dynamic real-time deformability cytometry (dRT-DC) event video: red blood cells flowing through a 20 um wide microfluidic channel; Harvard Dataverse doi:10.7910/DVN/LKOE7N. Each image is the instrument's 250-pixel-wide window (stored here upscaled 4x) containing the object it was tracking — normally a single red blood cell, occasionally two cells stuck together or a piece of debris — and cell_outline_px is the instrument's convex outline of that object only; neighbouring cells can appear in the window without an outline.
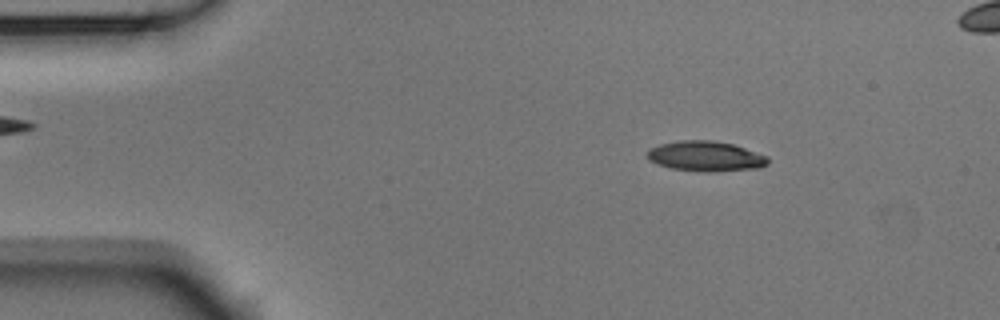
{"species": "Egyptian fruit bat (a non-hibernating species)", "species_latin": "Rousettus aegyptiacus", "temperature_condition": "room temperature", "stored_images_in_passage": 45, "camera_frame_rate_fps": 3000, "um_per_image_px": 0.085, "animal": {"sex": "male"}, "frame": {"image": 1, "passage_image": 1, "time_ms": 0.0, "image_size_px": [1000, 320], "cell_outline_px": [[768, 164], [760, 168], [716, 172], [704, 172], [672, 168], [656, 164], [648, 160], [644, 152], [648, 148], [660, 144], [680, 140], [712, 140], [732, 144], [768, 156]], "centroid_in_image_um": [59.94, 13.28], "position_along_channel_um": 25.1, "area_um2": 21.5}}
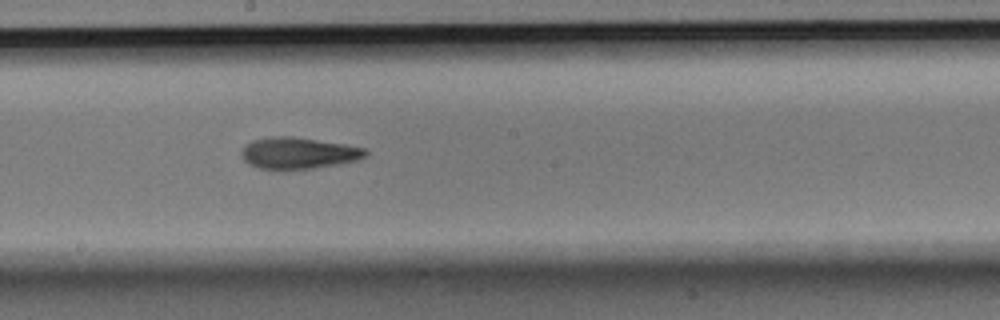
{"frame": {"image": 2, "passage_image": 22, "time_ms": 7.0, "image_size_px": [1000, 320], "cell_outline_px": [[368, 152], [364, 156], [356, 160], [336, 164], [288, 172], [280, 172], [260, 168], [248, 164], [244, 160], [240, 152], [252, 140], [272, 136], [292, 136], [344, 144], [364, 148]], "centroid_in_image_um": [25.3, 13.04], "position_along_channel_um": 222.9, "area_um2": 23.06}}
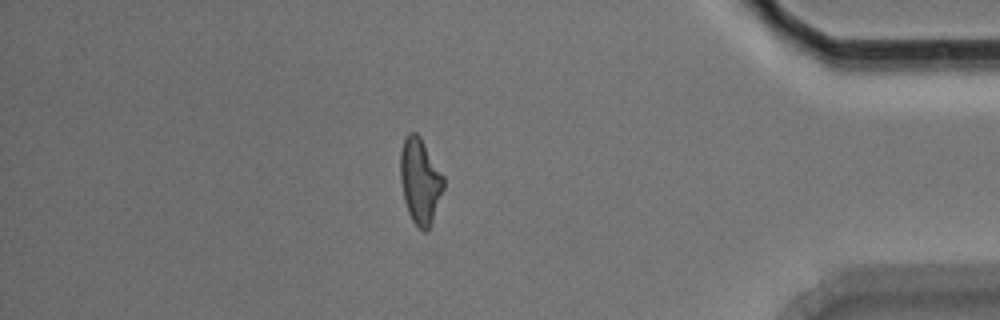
{"frame": {"image": 3, "passage_image": 39, "time_ms": 12.667, "image_size_px": [1000, 320], "cell_outline_px": [[444, 188], [432, 220], [428, 228], [424, 232], [412, 220], [408, 212], [404, 200], [400, 180], [400, 152], [404, 136], [408, 132], [416, 132], [420, 136], [444, 176]], "centroid_in_image_um": [35.69, 15.33], "position_along_channel_um": 399.5, "area_um2": 21.5}}